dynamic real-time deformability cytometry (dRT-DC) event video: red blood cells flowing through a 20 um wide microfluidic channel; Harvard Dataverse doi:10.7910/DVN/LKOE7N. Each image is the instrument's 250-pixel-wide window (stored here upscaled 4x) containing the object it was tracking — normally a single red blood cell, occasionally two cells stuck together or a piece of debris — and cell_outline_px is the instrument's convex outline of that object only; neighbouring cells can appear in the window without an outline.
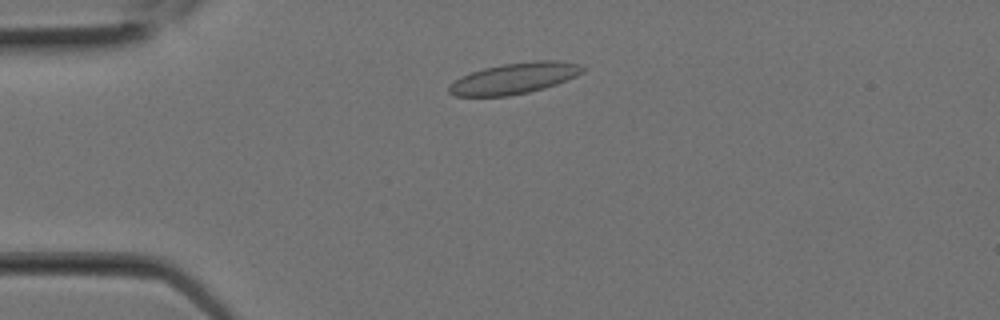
{"species": "Egyptian fruit bat (a non-hibernating species)", "species_latin": "Rousettus aegyptiacus", "temperature_condition": "room temperature", "stored_images_in_passage": 2, "camera_frame_rate_fps": 3000, "um_per_image_px": 0.085, "animal": {"sex": "female"}, "frame": {"image": 1, "passage_image": 2, "time_ms": 0.333, "image_size_px": [1000, 320], "cell_outline_px": [[588, 68], [584, 72], [576, 76], [556, 84], [544, 88], [528, 92], [508, 96], [456, 96], [448, 92], [448, 88], [460, 76], [484, 68], [504, 64], [536, 60], [560, 60], [580, 64]], "centroid_in_image_um": [43.78, 6.65], "position_along_channel_um": 41.2, "area_um2": 24.16}}